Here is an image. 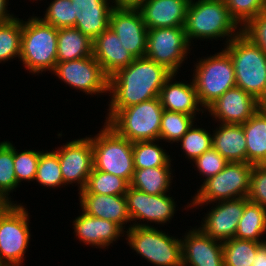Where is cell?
Returning a JSON list of instances; mask_svg holds the SVG:
<instances>
[{"mask_svg":"<svg viewBox=\"0 0 266 266\" xmlns=\"http://www.w3.org/2000/svg\"><path fill=\"white\" fill-rule=\"evenodd\" d=\"M58 29L39 17L22 20L20 60L29 72L54 71L57 63Z\"/></svg>","mask_w":266,"mask_h":266,"instance_id":"obj_4","label":"cell"},{"mask_svg":"<svg viewBox=\"0 0 266 266\" xmlns=\"http://www.w3.org/2000/svg\"><path fill=\"white\" fill-rule=\"evenodd\" d=\"M75 27L94 40L110 25V15L114 8L109 0H71ZM109 1V2H108Z\"/></svg>","mask_w":266,"mask_h":266,"instance_id":"obj_20","label":"cell"},{"mask_svg":"<svg viewBox=\"0 0 266 266\" xmlns=\"http://www.w3.org/2000/svg\"><path fill=\"white\" fill-rule=\"evenodd\" d=\"M211 207L199 228L214 240L225 242L234 238L239 219L243 215L245 197L233 200H221Z\"/></svg>","mask_w":266,"mask_h":266,"instance_id":"obj_17","label":"cell"},{"mask_svg":"<svg viewBox=\"0 0 266 266\" xmlns=\"http://www.w3.org/2000/svg\"><path fill=\"white\" fill-rule=\"evenodd\" d=\"M252 169L251 163L228 162L222 171L203 181L188 206L196 208L221 200L247 198Z\"/></svg>","mask_w":266,"mask_h":266,"instance_id":"obj_7","label":"cell"},{"mask_svg":"<svg viewBox=\"0 0 266 266\" xmlns=\"http://www.w3.org/2000/svg\"><path fill=\"white\" fill-rule=\"evenodd\" d=\"M173 73L145 57L136 58L109 78L111 101L108 110H121L159 97Z\"/></svg>","mask_w":266,"mask_h":266,"instance_id":"obj_1","label":"cell"},{"mask_svg":"<svg viewBox=\"0 0 266 266\" xmlns=\"http://www.w3.org/2000/svg\"><path fill=\"white\" fill-rule=\"evenodd\" d=\"M182 239V266H224L222 242L212 239L196 227Z\"/></svg>","mask_w":266,"mask_h":266,"instance_id":"obj_18","label":"cell"},{"mask_svg":"<svg viewBox=\"0 0 266 266\" xmlns=\"http://www.w3.org/2000/svg\"><path fill=\"white\" fill-rule=\"evenodd\" d=\"M239 26L224 0H190L188 4L184 29L189 43L195 38L212 40L227 37V44L242 33Z\"/></svg>","mask_w":266,"mask_h":266,"instance_id":"obj_2","label":"cell"},{"mask_svg":"<svg viewBox=\"0 0 266 266\" xmlns=\"http://www.w3.org/2000/svg\"><path fill=\"white\" fill-rule=\"evenodd\" d=\"M200 173L207 180L224 169L228 161L222 157L213 147L204 152L193 161Z\"/></svg>","mask_w":266,"mask_h":266,"instance_id":"obj_42","label":"cell"},{"mask_svg":"<svg viewBox=\"0 0 266 266\" xmlns=\"http://www.w3.org/2000/svg\"><path fill=\"white\" fill-rule=\"evenodd\" d=\"M146 0H113L116 8L138 9Z\"/></svg>","mask_w":266,"mask_h":266,"instance_id":"obj_44","label":"cell"},{"mask_svg":"<svg viewBox=\"0 0 266 266\" xmlns=\"http://www.w3.org/2000/svg\"><path fill=\"white\" fill-rule=\"evenodd\" d=\"M190 0H146L138 9L147 29L185 25Z\"/></svg>","mask_w":266,"mask_h":266,"instance_id":"obj_21","label":"cell"},{"mask_svg":"<svg viewBox=\"0 0 266 266\" xmlns=\"http://www.w3.org/2000/svg\"><path fill=\"white\" fill-rule=\"evenodd\" d=\"M82 212L118 224L122 229L130 222L125 195H101L97 193H79ZM124 225V226H123Z\"/></svg>","mask_w":266,"mask_h":266,"instance_id":"obj_22","label":"cell"},{"mask_svg":"<svg viewBox=\"0 0 266 266\" xmlns=\"http://www.w3.org/2000/svg\"><path fill=\"white\" fill-rule=\"evenodd\" d=\"M192 79L198 101L206 109L224 92L236 86L234 66L228 52H222L200 59L195 64Z\"/></svg>","mask_w":266,"mask_h":266,"instance_id":"obj_8","label":"cell"},{"mask_svg":"<svg viewBox=\"0 0 266 266\" xmlns=\"http://www.w3.org/2000/svg\"><path fill=\"white\" fill-rule=\"evenodd\" d=\"M176 74H172L161 88L159 99L164 110L184 113L195 118L200 110L197 92L193 81L190 84L184 82H172ZM197 111V112H196Z\"/></svg>","mask_w":266,"mask_h":266,"instance_id":"obj_24","label":"cell"},{"mask_svg":"<svg viewBox=\"0 0 266 266\" xmlns=\"http://www.w3.org/2000/svg\"><path fill=\"white\" fill-rule=\"evenodd\" d=\"M14 146L11 142H0V195L11 202L8 192L17 188L18 184L14 170Z\"/></svg>","mask_w":266,"mask_h":266,"instance_id":"obj_35","label":"cell"},{"mask_svg":"<svg viewBox=\"0 0 266 266\" xmlns=\"http://www.w3.org/2000/svg\"><path fill=\"white\" fill-rule=\"evenodd\" d=\"M242 33L266 54V10L251 19L242 28Z\"/></svg>","mask_w":266,"mask_h":266,"instance_id":"obj_43","label":"cell"},{"mask_svg":"<svg viewBox=\"0 0 266 266\" xmlns=\"http://www.w3.org/2000/svg\"><path fill=\"white\" fill-rule=\"evenodd\" d=\"M171 167L135 169L130 186L150 195L167 194L171 184Z\"/></svg>","mask_w":266,"mask_h":266,"instance_id":"obj_29","label":"cell"},{"mask_svg":"<svg viewBox=\"0 0 266 266\" xmlns=\"http://www.w3.org/2000/svg\"><path fill=\"white\" fill-rule=\"evenodd\" d=\"M194 117L184 113L163 110L159 139L167 142H177L194 124Z\"/></svg>","mask_w":266,"mask_h":266,"instance_id":"obj_34","label":"cell"},{"mask_svg":"<svg viewBox=\"0 0 266 266\" xmlns=\"http://www.w3.org/2000/svg\"><path fill=\"white\" fill-rule=\"evenodd\" d=\"M247 199L266 209V164L253 165Z\"/></svg>","mask_w":266,"mask_h":266,"instance_id":"obj_41","label":"cell"},{"mask_svg":"<svg viewBox=\"0 0 266 266\" xmlns=\"http://www.w3.org/2000/svg\"><path fill=\"white\" fill-rule=\"evenodd\" d=\"M92 44V55L109 78L135 60L110 27L98 35Z\"/></svg>","mask_w":266,"mask_h":266,"instance_id":"obj_19","label":"cell"},{"mask_svg":"<svg viewBox=\"0 0 266 266\" xmlns=\"http://www.w3.org/2000/svg\"><path fill=\"white\" fill-rule=\"evenodd\" d=\"M242 126L246 138V163L266 164V112L258 110Z\"/></svg>","mask_w":266,"mask_h":266,"instance_id":"obj_26","label":"cell"},{"mask_svg":"<svg viewBox=\"0 0 266 266\" xmlns=\"http://www.w3.org/2000/svg\"><path fill=\"white\" fill-rule=\"evenodd\" d=\"M182 142L181 146L188 159L195 160L204 152L212 148V135L203 128L191 126L187 133L178 141Z\"/></svg>","mask_w":266,"mask_h":266,"instance_id":"obj_37","label":"cell"},{"mask_svg":"<svg viewBox=\"0 0 266 266\" xmlns=\"http://www.w3.org/2000/svg\"><path fill=\"white\" fill-rule=\"evenodd\" d=\"M42 152L43 151L24 150L18 153L14 147V170L18 184L23 180L28 182L35 180Z\"/></svg>","mask_w":266,"mask_h":266,"instance_id":"obj_40","label":"cell"},{"mask_svg":"<svg viewBox=\"0 0 266 266\" xmlns=\"http://www.w3.org/2000/svg\"><path fill=\"white\" fill-rule=\"evenodd\" d=\"M156 141L147 140L133 142V158L135 169H146L154 167H171L170 155L157 145Z\"/></svg>","mask_w":266,"mask_h":266,"instance_id":"obj_31","label":"cell"},{"mask_svg":"<svg viewBox=\"0 0 266 266\" xmlns=\"http://www.w3.org/2000/svg\"><path fill=\"white\" fill-rule=\"evenodd\" d=\"M53 72L64 83L86 94L98 95L109 91V77L93 55L57 62Z\"/></svg>","mask_w":266,"mask_h":266,"instance_id":"obj_12","label":"cell"},{"mask_svg":"<svg viewBox=\"0 0 266 266\" xmlns=\"http://www.w3.org/2000/svg\"><path fill=\"white\" fill-rule=\"evenodd\" d=\"M109 27L135 59L145 57L148 29L139 9L114 7Z\"/></svg>","mask_w":266,"mask_h":266,"instance_id":"obj_15","label":"cell"},{"mask_svg":"<svg viewBox=\"0 0 266 266\" xmlns=\"http://www.w3.org/2000/svg\"><path fill=\"white\" fill-rule=\"evenodd\" d=\"M163 110L157 97L121 110H108L105 123L130 142L159 140Z\"/></svg>","mask_w":266,"mask_h":266,"instance_id":"obj_3","label":"cell"},{"mask_svg":"<svg viewBox=\"0 0 266 266\" xmlns=\"http://www.w3.org/2000/svg\"><path fill=\"white\" fill-rule=\"evenodd\" d=\"M266 232V209L245 197V207L234 238L266 243L261 236Z\"/></svg>","mask_w":266,"mask_h":266,"instance_id":"obj_28","label":"cell"},{"mask_svg":"<svg viewBox=\"0 0 266 266\" xmlns=\"http://www.w3.org/2000/svg\"><path fill=\"white\" fill-rule=\"evenodd\" d=\"M0 266H6L3 262L0 261Z\"/></svg>","mask_w":266,"mask_h":266,"instance_id":"obj_49","label":"cell"},{"mask_svg":"<svg viewBox=\"0 0 266 266\" xmlns=\"http://www.w3.org/2000/svg\"><path fill=\"white\" fill-rule=\"evenodd\" d=\"M214 130L212 147L228 162L246 163V138L242 124H224Z\"/></svg>","mask_w":266,"mask_h":266,"instance_id":"obj_25","label":"cell"},{"mask_svg":"<svg viewBox=\"0 0 266 266\" xmlns=\"http://www.w3.org/2000/svg\"><path fill=\"white\" fill-rule=\"evenodd\" d=\"M58 154L64 183H78L79 191L87 184L93 170V148L90 137L73 140L55 150Z\"/></svg>","mask_w":266,"mask_h":266,"instance_id":"obj_14","label":"cell"},{"mask_svg":"<svg viewBox=\"0 0 266 266\" xmlns=\"http://www.w3.org/2000/svg\"><path fill=\"white\" fill-rule=\"evenodd\" d=\"M73 225L75 234L81 242L101 249L116 241L121 234L124 236L125 232L115 222L96 218L84 212L75 218Z\"/></svg>","mask_w":266,"mask_h":266,"instance_id":"obj_23","label":"cell"},{"mask_svg":"<svg viewBox=\"0 0 266 266\" xmlns=\"http://www.w3.org/2000/svg\"><path fill=\"white\" fill-rule=\"evenodd\" d=\"M35 180L45 187L66 185L63 180L58 154L55 151L40 155Z\"/></svg>","mask_w":266,"mask_h":266,"instance_id":"obj_36","label":"cell"},{"mask_svg":"<svg viewBox=\"0 0 266 266\" xmlns=\"http://www.w3.org/2000/svg\"><path fill=\"white\" fill-rule=\"evenodd\" d=\"M12 204L9 200L5 197L0 195V216L4 213V211Z\"/></svg>","mask_w":266,"mask_h":266,"instance_id":"obj_48","label":"cell"},{"mask_svg":"<svg viewBox=\"0 0 266 266\" xmlns=\"http://www.w3.org/2000/svg\"><path fill=\"white\" fill-rule=\"evenodd\" d=\"M90 138L93 169L119 176L130 184L135 171L133 142L118 135L107 124L95 137Z\"/></svg>","mask_w":266,"mask_h":266,"instance_id":"obj_6","label":"cell"},{"mask_svg":"<svg viewBox=\"0 0 266 266\" xmlns=\"http://www.w3.org/2000/svg\"><path fill=\"white\" fill-rule=\"evenodd\" d=\"M129 186L130 184L119 176L93 169L88 176L85 188L79 193L125 195Z\"/></svg>","mask_w":266,"mask_h":266,"instance_id":"obj_32","label":"cell"},{"mask_svg":"<svg viewBox=\"0 0 266 266\" xmlns=\"http://www.w3.org/2000/svg\"><path fill=\"white\" fill-rule=\"evenodd\" d=\"M252 266H266V243L258 250Z\"/></svg>","mask_w":266,"mask_h":266,"instance_id":"obj_46","label":"cell"},{"mask_svg":"<svg viewBox=\"0 0 266 266\" xmlns=\"http://www.w3.org/2000/svg\"><path fill=\"white\" fill-rule=\"evenodd\" d=\"M88 36L74 27L59 28L57 38V62L78 60L92 55Z\"/></svg>","mask_w":266,"mask_h":266,"instance_id":"obj_27","label":"cell"},{"mask_svg":"<svg viewBox=\"0 0 266 266\" xmlns=\"http://www.w3.org/2000/svg\"><path fill=\"white\" fill-rule=\"evenodd\" d=\"M258 110L266 112V87L263 94L258 99Z\"/></svg>","mask_w":266,"mask_h":266,"instance_id":"obj_47","label":"cell"},{"mask_svg":"<svg viewBox=\"0 0 266 266\" xmlns=\"http://www.w3.org/2000/svg\"><path fill=\"white\" fill-rule=\"evenodd\" d=\"M264 244L237 238L222 242L224 266H252L258 250Z\"/></svg>","mask_w":266,"mask_h":266,"instance_id":"obj_30","label":"cell"},{"mask_svg":"<svg viewBox=\"0 0 266 266\" xmlns=\"http://www.w3.org/2000/svg\"><path fill=\"white\" fill-rule=\"evenodd\" d=\"M125 197L130 219L135 221L131 226L150 227L149 224L136 223L139 219L143 222L148 220V222L164 224L173 218L176 211L174 199L166 194L150 195L129 186Z\"/></svg>","mask_w":266,"mask_h":266,"instance_id":"obj_13","label":"cell"},{"mask_svg":"<svg viewBox=\"0 0 266 266\" xmlns=\"http://www.w3.org/2000/svg\"><path fill=\"white\" fill-rule=\"evenodd\" d=\"M190 45L184 26L148 29L145 56L177 74Z\"/></svg>","mask_w":266,"mask_h":266,"instance_id":"obj_11","label":"cell"},{"mask_svg":"<svg viewBox=\"0 0 266 266\" xmlns=\"http://www.w3.org/2000/svg\"><path fill=\"white\" fill-rule=\"evenodd\" d=\"M225 45L234 66L236 86L258 100L266 87V54L243 33Z\"/></svg>","mask_w":266,"mask_h":266,"instance_id":"obj_5","label":"cell"},{"mask_svg":"<svg viewBox=\"0 0 266 266\" xmlns=\"http://www.w3.org/2000/svg\"><path fill=\"white\" fill-rule=\"evenodd\" d=\"M7 4H8L7 0H0V24L15 18L14 15L7 13L8 12L6 8L8 6Z\"/></svg>","mask_w":266,"mask_h":266,"instance_id":"obj_45","label":"cell"},{"mask_svg":"<svg viewBox=\"0 0 266 266\" xmlns=\"http://www.w3.org/2000/svg\"><path fill=\"white\" fill-rule=\"evenodd\" d=\"M231 16L243 28L251 19L266 10V0H224Z\"/></svg>","mask_w":266,"mask_h":266,"instance_id":"obj_39","label":"cell"},{"mask_svg":"<svg viewBox=\"0 0 266 266\" xmlns=\"http://www.w3.org/2000/svg\"><path fill=\"white\" fill-rule=\"evenodd\" d=\"M25 209L12 203L0 216V261L6 266H20L29 246V215Z\"/></svg>","mask_w":266,"mask_h":266,"instance_id":"obj_10","label":"cell"},{"mask_svg":"<svg viewBox=\"0 0 266 266\" xmlns=\"http://www.w3.org/2000/svg\"><path fill=\"white\" fill-rule=\"evenodd\" d=\"M43 22L55 28L75 27L76 16H74L73 4L71 0H54L46 9Z\"/></svg>","mask_w":266,"mask_h":266,"instance_id":"obj_38","label":"cell"},{"mask_svg":"<svg viewBox=\"0 0 266 266\" xmlns=\"http://www.w3.org/2000/svg\"><path fill=\"white\" fill-rule=\"evenodd\" d=\"M125 232L128 245L153 265L182 266L181 239L153 226H130Z\"/></svg>","mask_w":266,"mask_h":266,"instance_id":"obj_9","label":"cell"},{"mask_svg":"<svg viewBox=\"0 0 266 266\" xmlns=\"http://www.w3.org/2000/svg\"><path fill=\"white\" fill-rule=\"evenodd\" d=\"M22 20L13 18L0 24V63L20 58Z\"/></svg>","mask_w":266,"mask_h":266,"instance_id":"obj_33","label":"cell"},{"mask_svg":"<svg viewBox=\"0 0 266 266\" xmlns=\"http://www.w3.org/2000/svg\"><path fill=\"white\" fill-rule=\"evenodd\" d=\"M206 109L220 123L243 124L258 111V100L235 86L224 92Z\"/></svg>","mask_w":266,"mask_h":266,"instance_id":"obj_16","label":"cell"}]
</instances>
